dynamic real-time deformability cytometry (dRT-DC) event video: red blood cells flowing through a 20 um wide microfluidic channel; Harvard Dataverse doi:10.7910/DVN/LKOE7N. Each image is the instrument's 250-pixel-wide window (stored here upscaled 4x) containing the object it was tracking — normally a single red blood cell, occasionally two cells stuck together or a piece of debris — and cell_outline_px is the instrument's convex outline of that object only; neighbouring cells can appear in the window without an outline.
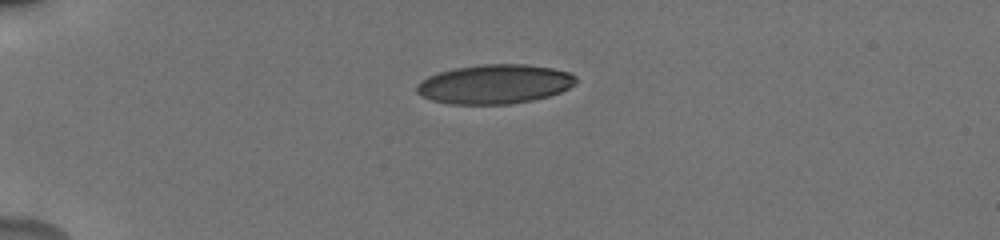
{"species": "human", "species_latin": "Homo sapiens", "temperature_condition": "cold", "stored_images_in_passage": 41, "camera_frame_rate_fps": 3000, "um_per_image_px": 0.085, "donor": {"sex": "male"}, "frame": {"image": 1, "passage_image": 1, "time_ms": 0.0, "image_size_px": [1000, 240], "cell_outline_px": [[576, 84], [560, 92], [548, 96], [532, 100], [508, 104], [448, 104], [432, 100], [420, 96], [416, 92], [416, 84], [428, 76], [452, 68], [480, 64], [524, 64], [552, 68], [568, 72], [576, 76]], "centroid_in_image_um": [42.01, 7.15], "position_along_channel_um": 43.0, "area_um2": 36.59}}
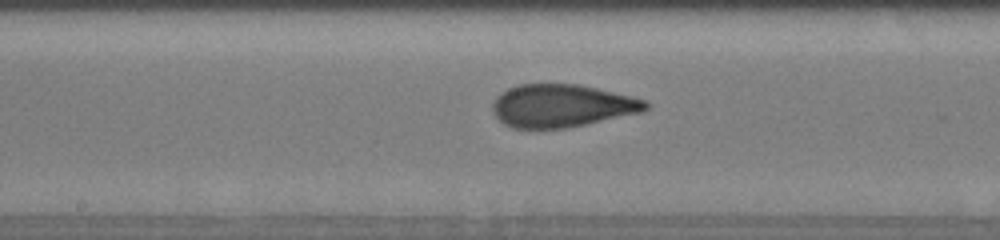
{"frame": {"image": 2, "passage_image": 17, "time_ms": 5.333, "image_size_px": [1000, 240], "cell_outline_px": [[652, 104], [648, 108], [640, 112], [568, 128], [512, 128], [504, 124], [492, 112], [492, 104], [496, 96], [500, 92], [508, 88], [520, 84], [576, 84], [596, 88], [632, 96], [648, 100]], "centroid_in_image_um": [47.75, 8.98], "position_along_channel_um": 200.5, "area_um2": 38.26}}
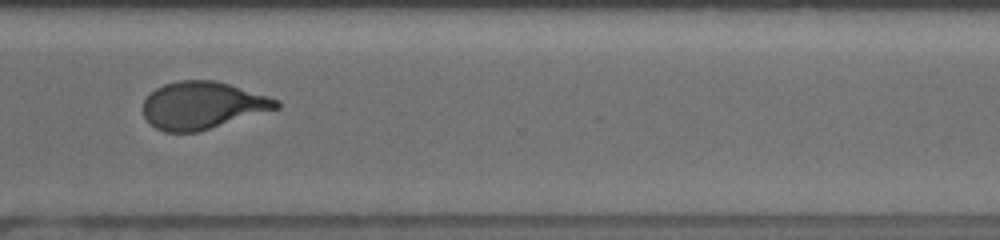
{"frame": {"image": 3, "passage_image": 29, "time_ms": 9.333, "image_size_px": [1000, 240], "cell_outline_px": [[280, 108], [200, 132], [164, 132], [156, 128], [144, 116], [144, 100], [156, 88], [164, 84], [176, 80], [216, 80], [268, 96], [280, 100]], "centroid_in_image_um": [17.24, 8.96], "position_along_channel_um": 353.4, "area_um2": 36.88}, "authors_computed_cell_mechanics": {"area_um2": 37.9746, "velocity_mm_per_s": 3.8305, "shape_relaxation_time_tau1_ms": 5.312, "shape_relaxation_time_tau2_ms": 0.9316, "deformation_change_tau1": 0.1948, "deformation_change_tau2": 0.0759}}